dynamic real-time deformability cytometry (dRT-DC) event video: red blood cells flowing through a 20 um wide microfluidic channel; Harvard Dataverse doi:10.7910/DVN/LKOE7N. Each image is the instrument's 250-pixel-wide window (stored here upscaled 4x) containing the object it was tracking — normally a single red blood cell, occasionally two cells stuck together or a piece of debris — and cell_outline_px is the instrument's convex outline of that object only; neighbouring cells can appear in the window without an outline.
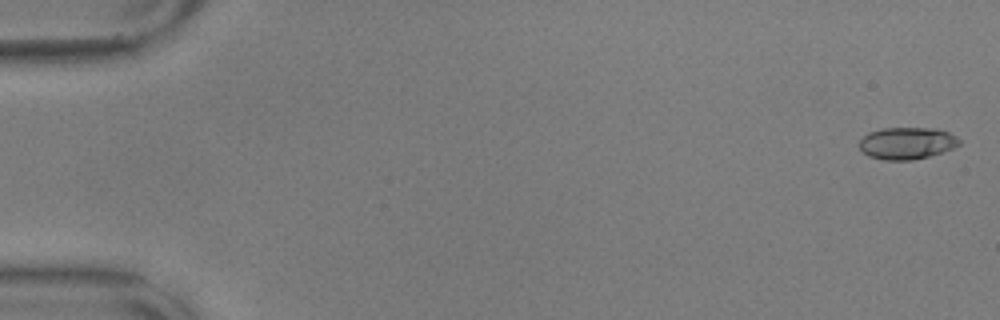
{"species": "common noctule bat (a hibernating species)", "species_latin": "Nyctalus noctula", "temperature_condition": "warm", "stored_images_in_passage": 57, "camera_frame_rate_fps": 3000, "um_per_image_px": 0.085, "animal": {"sex": "male", "body_mass_g": 17.9, "forearm_length_mm": 54.2}, "frame": {"image": 1, "passage_image": 2, "time_ms": 0.333, "image_size_px": [1000, 320], "cell_outline_px": [[960, 144], [952, 148], [928, 156], [912, 160], [884, 160], [868, 156], [860, 148], [860, 140], [868, 132], [884, 128], [936, 128], [948, 132], [956, 136], [960, 140]], "centroid_in_image_um": [77.08, 12.16], "position_along_channel_um": 7.9, "area_um2": 18.5}}
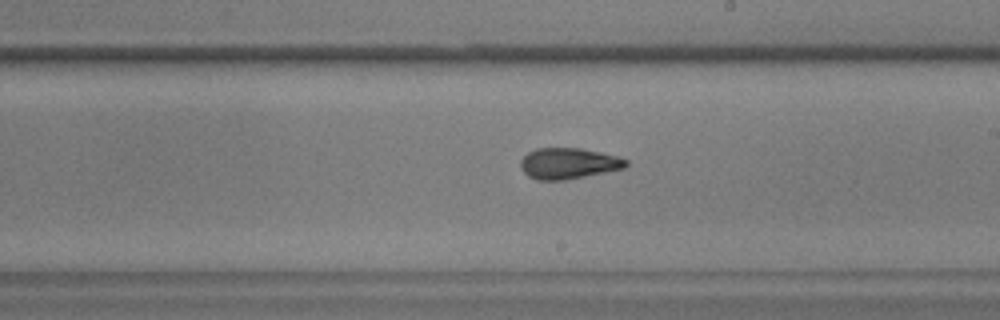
{"frame": {"image": 2, "passage_image": 34, "time_ms": 11.0, "image_size_px": [1000, 320], "cell_outline_px": [[628, 164], [624, 168], [564, 180], [536, 180], [528, 176], [520, 168], [520, 160], [528, 152], [536, 148], [580, 148], [600, 152], [616, 156], [628, 160]], "centroid_in_image_um": [48.28, 13.89], "position_along_channel_um": 240.7, "area_um2": 18.96}}
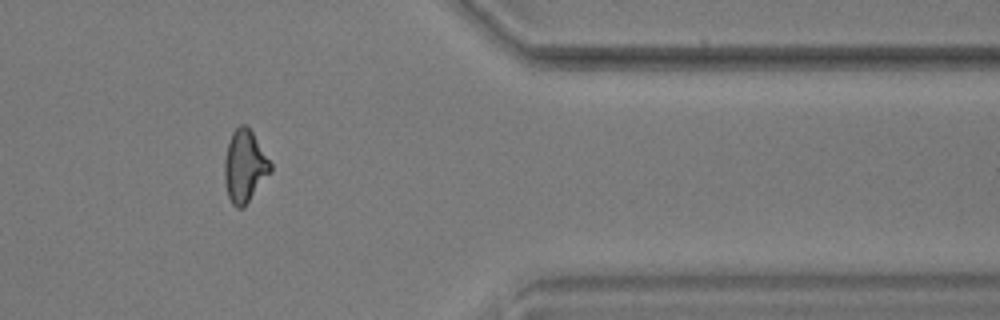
{"frame": {"image": 3, "passage_image": 48, "time_ms": 15.667, "image_size_px": [1000, 320], "cell_outline_px": [[272, 172], [244, 208], [236, 208], [232, 204], [228, 196], [224, 180], [224, 160], [228, 144], [232, 132], [240, 124], [244, 124], [252, 132], [272, 164]], "centroid_in_image_um": [20.8, 14.17], "position_along_channel_um": 390.6, "area_um2": 19.48}, "authors_computed_cell_mechanics": {"area_um2": 18.785, "velocity_mm_per_s": 3.592, "shape_relaxation_time_tau1_ms": 5.9831, "shape_relaxation_time_tau2_ms": 2.1206, "deformation_change_tau1": 0.2011, "deformation_change_tau2": 0.1032}}